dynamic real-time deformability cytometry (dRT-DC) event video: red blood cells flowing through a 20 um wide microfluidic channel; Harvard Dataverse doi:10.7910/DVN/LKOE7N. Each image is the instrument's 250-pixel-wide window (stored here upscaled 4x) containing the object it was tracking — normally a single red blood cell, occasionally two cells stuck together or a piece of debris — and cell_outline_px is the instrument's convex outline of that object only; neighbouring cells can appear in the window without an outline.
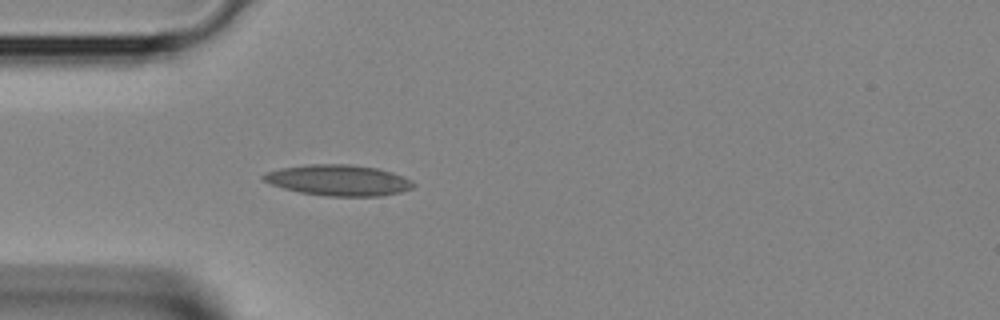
{"species": "Egyptian fruit bat (a non-hibernating species)", "species_latin": "Rousettus aegyptiacus", "temperature_condition": "room temperature", "stored_images_in_passage": 3, "camera_frame_rate_fps": 3000, "um_per_image_px": 0.085, "animal": {"sex": "female"}, "frame": {"image": 1, "passage_image": 3, "time_ms": 0.667, "image_size_px": [1000, 320], "cell_outline_px": [[416, 184], [412, 188], [400, 192], [380, 196], [328, 196], [300, 192], [284, 188], [272, 184], [264, 180], [260, 176], [268, 172], [280, 168], [308, 164], [352, 164], [376, 168], [392, 172], [404, 176], [412, 180]], "centroid_in_image_um": [28.8, 15.31], "position_along_channel_um": 56.2, "area_um2": 26.93}}